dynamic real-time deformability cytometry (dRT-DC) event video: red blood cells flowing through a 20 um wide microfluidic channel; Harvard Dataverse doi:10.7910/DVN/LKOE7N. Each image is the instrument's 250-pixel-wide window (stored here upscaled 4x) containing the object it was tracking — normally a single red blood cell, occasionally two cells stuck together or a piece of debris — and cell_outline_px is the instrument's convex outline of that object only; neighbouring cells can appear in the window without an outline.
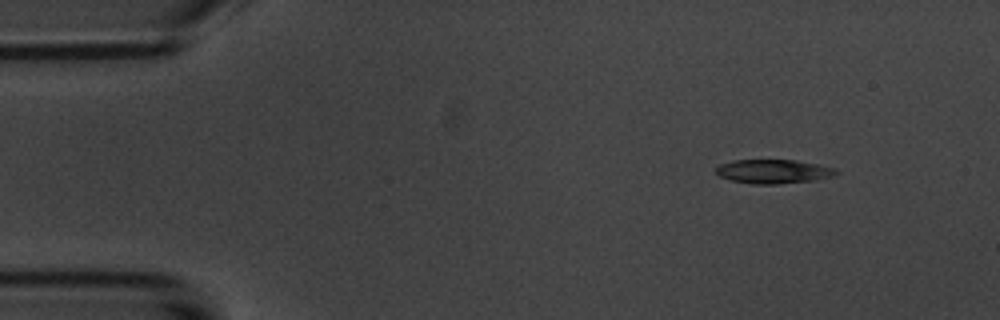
{"species": "common noctule bat (a hibernating species)", "species_latin": "Nyctalus noctula", "temperature_condition": "room temperature", "stored_images_in_passage": 5, "camera_frame_rate_fps": 3000, "um_per_image_px": 0.085, "animal": {"sex": "male", "body_mass_g": 20.1, "forearm_length_mm": 53.5}, "frame": {"image": 1, "passage_image": 1, "time_ms": 0.0, "image_size_px": [1000, 320], "cell_outline_px": [[840, 172], [832, 176], [812, 180], [776, 184], [752, 184], [732, 180], [720, 176], [716, 172], [716, 168], [720, 164], [732, 160], [796, 160], [836, 168]], "centroid_in_image_um": [65.74, 14.56], "position_along_channel_um": 19.3, "area_um2": 16.65}}
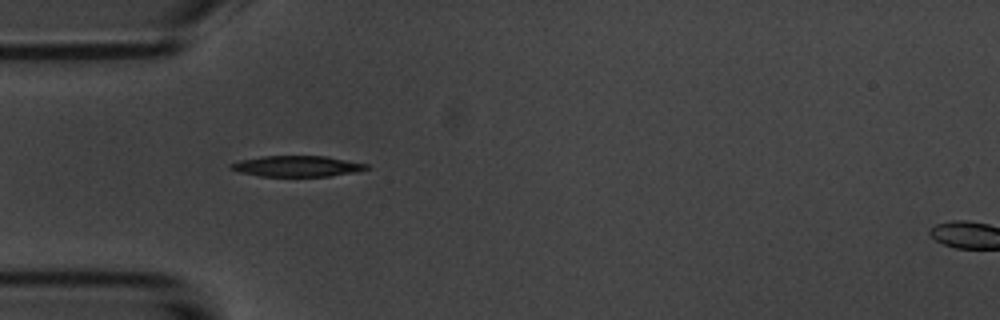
{"frame": {"image": 2, "passage_image": 4, "time_ms": 3.333, "image_size_px": [1000, 320], "cell_outline_px": [[368, 168], [356, 172], [328, 176], [260, 176], [240, 172], [228, 168], [228, 164], [240, 160], [260, 156], [328, 156], [368, 164]], "centroid_in_image_um": [25.22, 14.12], "position_along_channel_um": 59.8, "area_um2": 16.53}}